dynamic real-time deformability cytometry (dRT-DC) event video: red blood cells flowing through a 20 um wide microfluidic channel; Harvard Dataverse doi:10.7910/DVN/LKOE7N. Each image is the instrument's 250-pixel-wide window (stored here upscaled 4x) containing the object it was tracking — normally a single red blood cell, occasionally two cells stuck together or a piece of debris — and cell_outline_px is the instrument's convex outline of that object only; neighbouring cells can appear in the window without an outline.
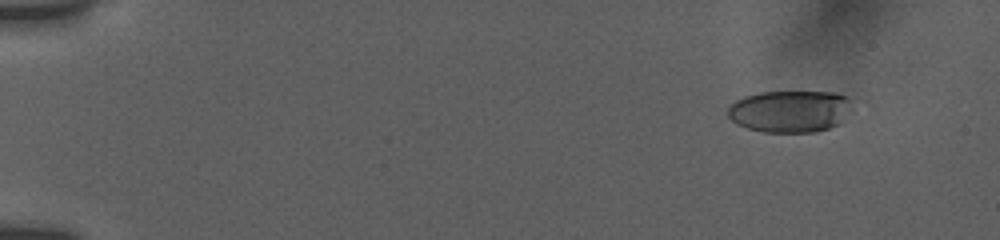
{"species": "human", "species_latin": "Homo sapiens", "temperature_condition": "room temperature", "stored_images_in_passage": 17, "camera_frame_rate_fps": 3000, "um_per_image_px": 0.085, "donor": {"sex": "female"}, "frame": {"image": 1, "passage_image": 4, "time_ms": 1.333, "image_size_px": [1000, 240], "cell_outline_px": [[848, 100], [840, 124], [816, 132], [764, 132], [748, 128], [736, 124], [728, 116], [728, 108], [736, 100], [744, 96], [760, 92], [836, 92], [848, 96]], "centroid_in_image_um": [67.07, 9.46], "position_along_channel_um": 17.9, "area_um2": 29.94}}
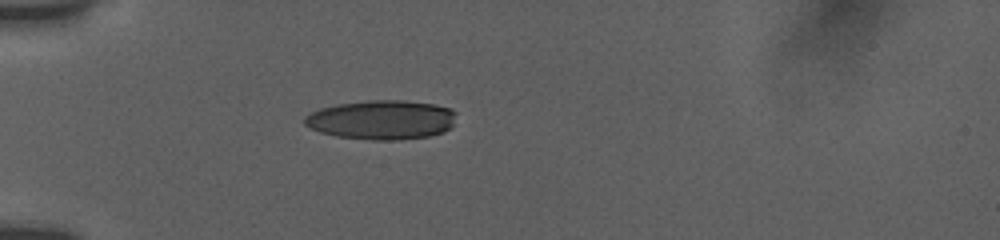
{"frame": {"image": 2, "passage_image": 13, "time_ms": 5.333, "image_size_px": [1000, 240], "cell_outline_px": [[456, 112], [452, 124], [444, 132], [428, 136], [396, 140], [372, 140], [336, 136], [320, 132], [304, 124], [304, 116], [320, 108], [336, 104], [368, 100], [404, 100], [436, 104], [452, 108]], "centroid_in_image_um": [32.44, 10.17], "position_along_channel_um": 52.6, "area_um2": 34.85}}
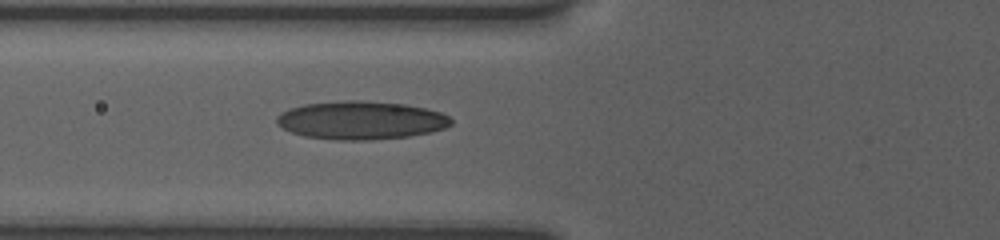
{"frame": {"image": 3, "passage_image": 17, "time_ms": 7.0, "image_size_px": [1000, 240], "cell_outline_px": [[452, 124], [444, 128], [432, 132], [408, 136], [368, 140], [332, 140], [304, 136], [292, 132], [276, 124], [276, 116], [280, 112], [288, 108], [304, 104], [344, 100], [360, 100], [404, 104], [424, 108], [440, 112], [448, 116], [452, 120]], "centroid_in_image_um": [30.64, 10.22], "position_along_channel_um": 95.2, "area_um2": 39.02}}